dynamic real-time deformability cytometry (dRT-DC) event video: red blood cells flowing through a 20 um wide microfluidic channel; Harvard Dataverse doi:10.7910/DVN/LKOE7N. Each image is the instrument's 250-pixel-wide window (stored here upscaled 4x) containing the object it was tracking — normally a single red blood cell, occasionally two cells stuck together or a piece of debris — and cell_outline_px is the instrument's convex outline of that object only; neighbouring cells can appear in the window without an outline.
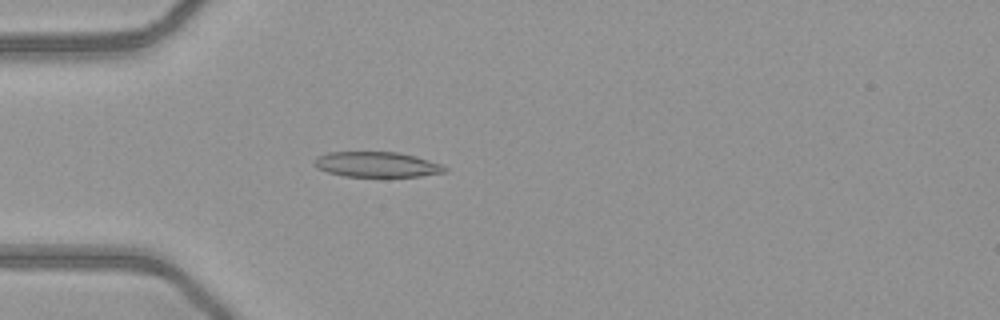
{"species": "common noctule bat (a hibernating species)", "species_latin": "Nyctalus noctula", "temperature_condition": "warm", "stored_images_in_passage": 50, "camera_frame_rate_fps": 3000, "um_per_image_px": 0.085, "animal": {"sex": "female", "body_mass_g": 21.9}, "frame": {"image": 1, "passage_image": 15, "time_ms": 4.667, "image_size_px": [1000, 320], "cell_outline_px": [[448, 172], [420, 176], [344, 176], [328, 172], [316, 168], [312, 164], [312, 160], [316, 156], [328, 152], [396, 152], [416, 156], [444, 164], [448, 168]], "centroid_in_image_um": [32.03, 13.97], "position_along_channel_um": 53.0, "area_um2": 19.48}}
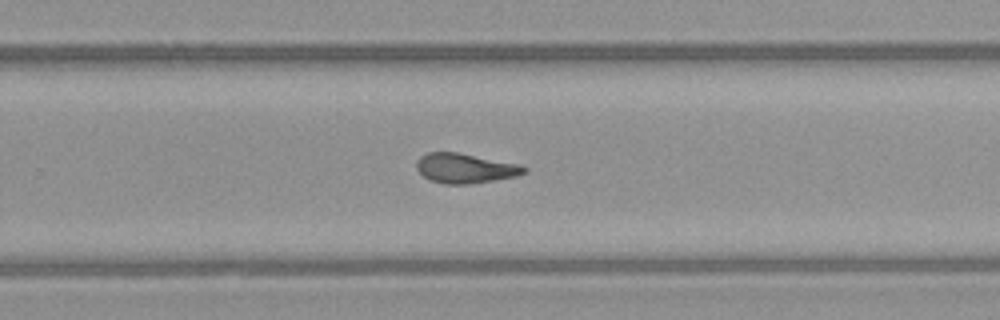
{"frame": {"image": 2, "passage_image": 33, "time_ms": 10.667, "image_size_px": [1000, 320], "cell_outline_px": [[528, 172], [516, 176], [496, 180], [468, 184], [444, 184], [432, 180], [424, 176], [416, 168], [416, 160], [420, 156], [428, 152], [456, 152], [524, 164], [528, 168]], "centroid_in_image_um": [39.6, 14.29], "position_along_channel_um": 290.2, "area_um2": 18.9}}
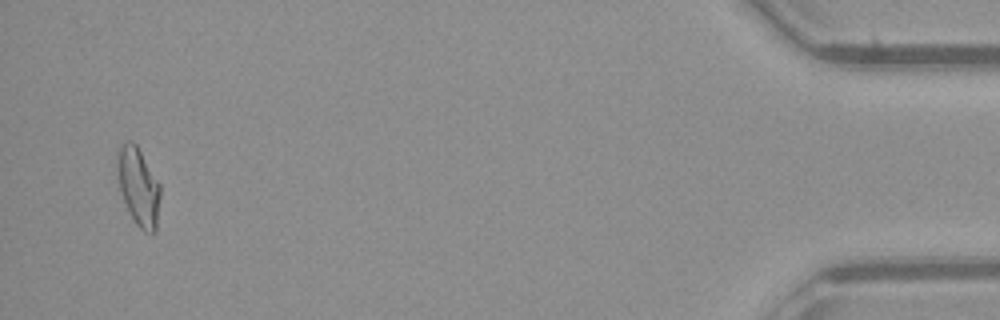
{"frame": {"image": 3, "passage_image": 49, "time_ms": 16.0, "image_size_px": [1000, 320], "cell_outline_px": [[160, 196], [156, 232], [152, 236], [144, 232], [136, 224], [120, 192], [116, 172], [116, 164], [120, 148], [128, 140], [132, 140], [136, 144], [160, 184]], "centroid_in_image_um": [11.78, 15.9], "position_along_channel_um": 423.4, "area_um2": 19.54}, "authors_computed_cell_mechanics": {"area_um2": 18.9295, "velocity_mm_per_s": 4.0964, "shape_relaxation_time_tau1_ms": null, "shape_relaxation_time_tau2_ms": 1.7002, "deformation_change_tau1": null, "deformation_change_tau2": 0.0983}}